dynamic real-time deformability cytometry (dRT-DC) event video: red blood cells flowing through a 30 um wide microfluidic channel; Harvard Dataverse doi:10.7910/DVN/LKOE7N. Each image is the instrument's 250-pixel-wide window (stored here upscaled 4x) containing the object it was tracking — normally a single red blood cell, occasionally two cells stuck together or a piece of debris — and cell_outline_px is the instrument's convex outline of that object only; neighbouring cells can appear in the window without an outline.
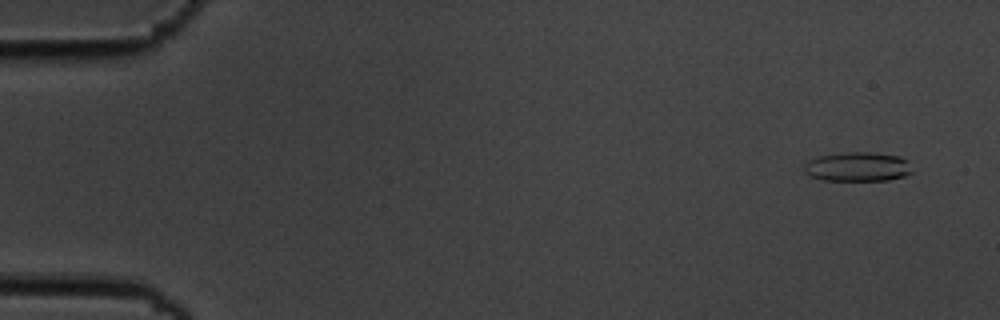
{"species": "common noctule bat (a hibernating species)", "species_latin": "Nyctalus noctula", "temperature_condition": "cold", "stored_images_in_passage": 6, "camera_frame_rate_fps": 3000, "um_per_image_px": 0.085, "animal": {"sex": "male", "body_mass_g": 19.5, "forearm_length_mm": 54.6}, "frame": {"image": 1, "passage_image": 1, "time_ms": 0.0, "image_size_px": [1000, 320], "cell_outline_px": [[912, 172], [904, 176], [888, 180], [824, 180], [812, 176], [804, 172], [804, 164], [808, 160], [820, 156], [848, 152], [868, 152], [900, 156], [908, 160]], "centroid_in_image_um": [72.91, 14.17], "position_along_channel_um": 12.1, "area_um2": 18.32}}
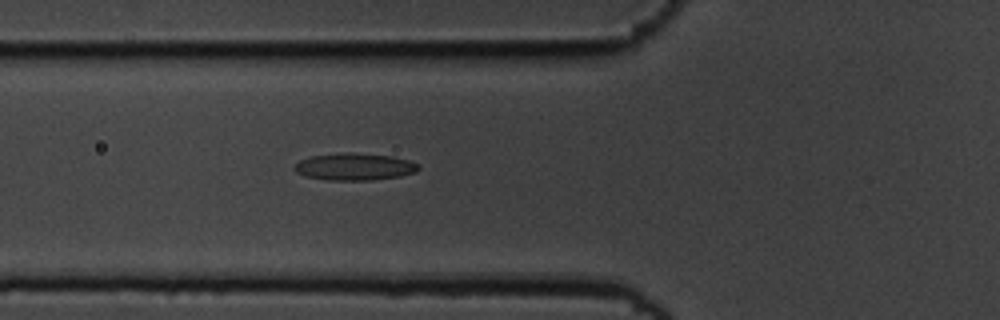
{"frame": {"image": 2, "passage_image": 6, "time_ms": 1.667, "image_size_px": [1000, 320], "cell_outline_px": [[420, 168], [416, 172], [400, 176], [372, 180], [328, 180], [304, 176], [296, 172], [292, 168], [300, 160], [312, 156], [344, 152], [352, 152], [392, 156], [408, 160], [420, 164]], "centroid_in_image_um": [30.14, 14.17], "position_along_channel_um": 95.7, "area_um2": 19.71}}